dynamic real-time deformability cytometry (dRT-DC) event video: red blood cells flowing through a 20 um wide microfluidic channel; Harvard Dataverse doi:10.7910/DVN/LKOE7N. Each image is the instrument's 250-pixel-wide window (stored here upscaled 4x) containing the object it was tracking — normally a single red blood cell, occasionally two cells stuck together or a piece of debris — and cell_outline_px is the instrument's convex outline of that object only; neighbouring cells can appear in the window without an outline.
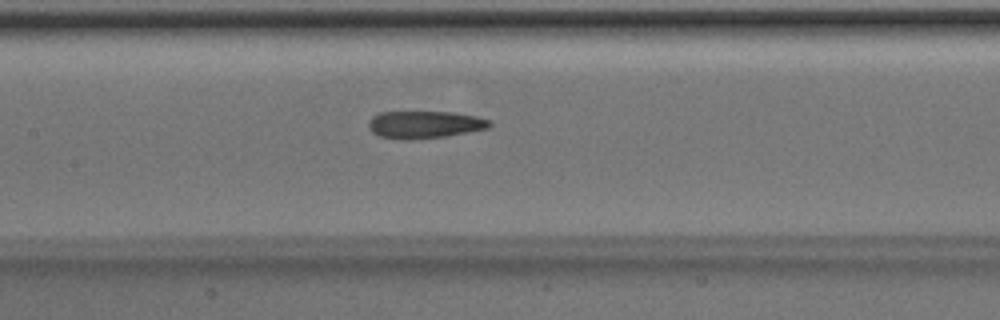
{"species": "Egyptian fruit bat (a non-hibernating species)", "species_latin": "Rousettus aegyptiacus", "temperature_condition": "room temperature", "stored_images_in_passage": 51, "camera_frame_rate_fps": 3000, "um_per_image_px": 0.085, "animal": {"sex": "male"}, "frame": {"image": 1, "passage_image": 24, "time_ms": 7.667, "image_size_px": [1000, 320], "cell_outline_px": [[492, 124], [488, 128], [468, 132], [444, 136], [408, 140], [404, 140], [380, 136], [372, 132], [368, 128], [368, 120], [372, 116], [380, 112], [452, 112], [476, 116], [492, 120]], "centroid_in_image_um": [36.08, 10.58], "position_along_channel_um": 171.3, "area_um2": 19.36}}
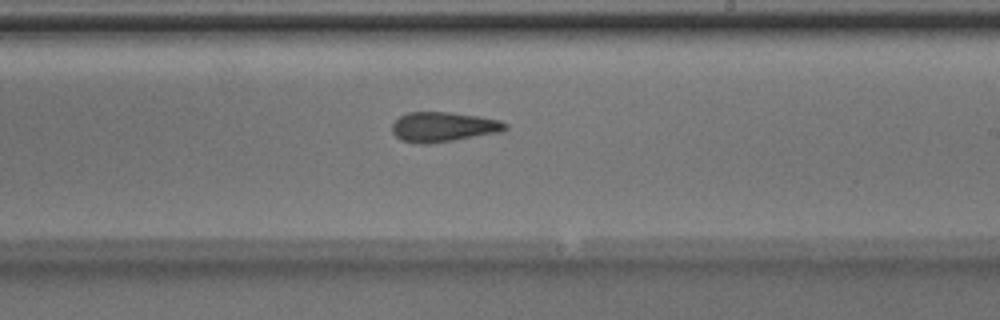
{"frame": {"image": 2, "passage_image": 30, "time_ms": 9.667, "image_size_px": [1000, 320], "cell_outline_px": [[508, 128], [504, 132], [428, 144], [420, 144], [400, 140], [392, 132], [392, 124], [400, 116], [408, 112], [452, 112], [480, 116], [500, 120], [508, 124]], "centroid_in_image_um": [37.72, 10.79], "position_along_channel_um": 251.3, "area_um2": 19.94}}
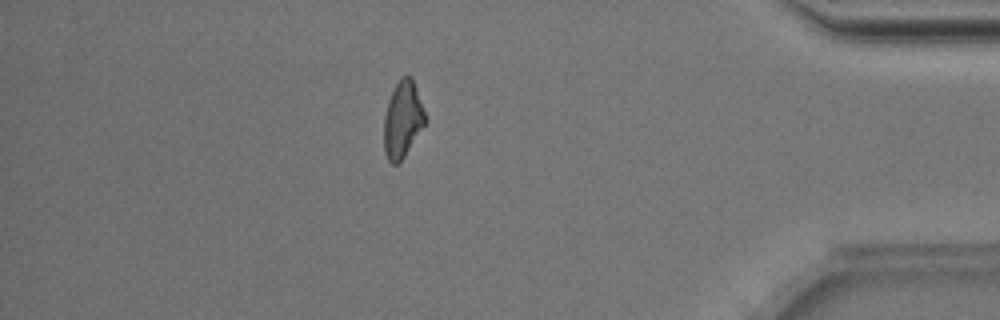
{"frame": {"image": 3, "passage_image": 44, "time_ms": 14.333, "image_size_px": [1000, 320], "cell_outline_px": [[428, 120], [404, 156], [396, 164], [392, 164], [388, 160], [384, 152], [384, 116], [388, 100], [400, 76], [412, 76]], "centroid_in_image_um": [34.23, 10.14], "position_along_channel_um": 401.0, "area_um2": 18.44}, "authors_computed_cell_mechanics": {"area_um2": 19.4208, "velocity_mm_per_s": 4.0271, "shape_relaxation_time_tau1_ms": null, "shape_relaxation_time_tau2_ms": 5.3189, "deformation_change_tau1": null, "deformation_change_tau2": 0.1609}}